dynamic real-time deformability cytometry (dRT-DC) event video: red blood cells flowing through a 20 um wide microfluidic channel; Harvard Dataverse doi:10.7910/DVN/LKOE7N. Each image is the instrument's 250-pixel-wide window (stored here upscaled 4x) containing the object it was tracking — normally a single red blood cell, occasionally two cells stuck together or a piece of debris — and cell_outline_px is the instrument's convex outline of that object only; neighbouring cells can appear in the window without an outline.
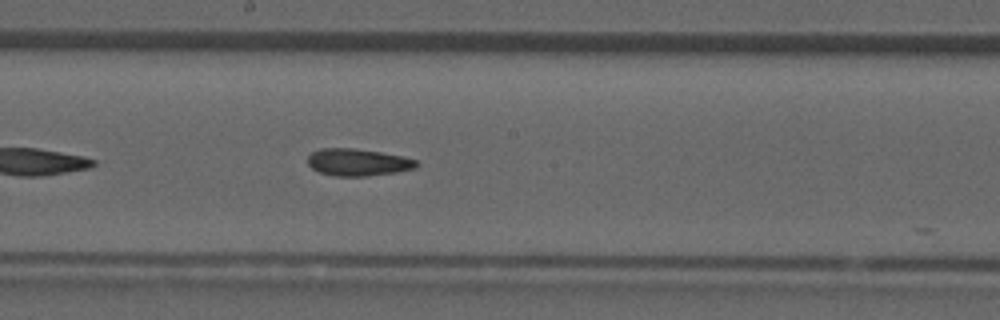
{"species": "common noctule bat (a hibernating species)", "species_latin": "Nyctalus noctula", "temperature_condition": "room temperature", "stored_images_in_passage": 21, "camera_frame_rate_fps": 3000, "um_per_image_px": 0.085, "animal": {"sex": "male", "forearm_length_mm": 52.5}, "frame": {"image": 1, "passage_image": 20, "time_ms": 6.333, "image_size_px": [1000, 320], "cell_outline_px": [[420, 164], [416, 168], [396, 172], [368, 176], [336, 176], [320, 172], [312, 168], [308, 164], [308, 156], [312, 152], [320, 148], [352, 148], [380, 152], [400, 156], [416, 160]], "centroid_in_image_um": [30.42, 13.79], "position_along_channel_um": 217.8, "area_um2": 17.11}}